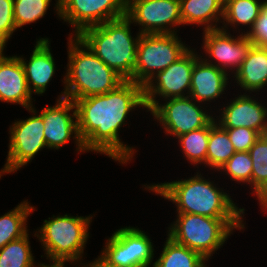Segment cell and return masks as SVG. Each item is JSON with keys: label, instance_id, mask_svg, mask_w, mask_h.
Listing matches in <instances>:
<instances>
[{"label": "cell", "instance_id": "1", "mask_svg": "<svg viewBox=\"0 0 267 267\" xmlns=\"http://www.w3.org/2000/svg\"><path fill=\"white\" fill-rule=\"evenodd\" d=\"M78 131L86 151L103 153L122 164L133 157V147L119 139V130L132 109L144 107L143 86L125 80L105 94L74 101Z\"/></svg>", "mask_w": 267, "mask_h": 267}, {"label": "cell", "instance_id": "2", "mask_svg": "<svg viewBox=\"0 0 267 267\" xmlns=\"http://www.w3.org/2000/svg\"><path fill=\"white\" fill-rule=\"evenodd\" d=\"M145 187L176 203L178 213L211 218H243L244 209H238L226 192H222L213 182L207 181L198 173L189 179Z\"/></svg>", "mask_w": 267, "mask_h": 267}, {"label": "cell", "instance_id": "3", "mask_svg": "<svg viewBox=\"0 0 267 267\" xmlns=\"http://www.w3.org/2000/svg\"><path fill=\"white\" fill-rule=\"evenodd\" d=\"M68 42V68L64 77L65 90L59 99L77 100L105 94L125 79L108 67L78 36ZM84 48V49H83Z\"/></svg>", "mask_w": 267, "mask_h": 267}, {"label": "cell", "instance_id": "4", "mask_svg": "<svg viewBox=\"0 0 267 267\" xmlns=\"http://www.w3.org/2000/svg\"><path fill=\"white\" fill-rule=\"evenodd\" d=\"M131 23L124 16L85 28L78 37L108 67L115 70L125 80L134 82V69L140 33L135 39L132 37Z\"/></svg>", "mask_w": 267, "mask_h": 267}, {"label": "cell", "instance_id": "5", "mask_svg": "<svg viewBox=\"0 0 267 267\" xmlns=\"http://www.w3.org/2000/svg\"><path fill=\"white\" fill-rule=\"evenodd\" d=\"M177 216L167 236L199 253L207 261L233 229L245 227L242 218H211L189 213H178Z\"/></svg>", "mask_w": 267, "mask_h": 267}, {"label": "cell", "instance_id": "6", "mask_svg": "<svg viewBox=\"0 0 267 267\" xmlns=\"http://www.w3.org/2000/svg\"><path fill=\"white\" fill-rule=\"evenodd\" d=\"M92 216H57L49 220H44L37 233L39 240L43 244L45 254L50 260H70L77 261L83 256L84 246L88 240V228Z\"/></svg>", "mask_w": 267, "mask_h": 267}, {"label": "cell", "instance_id": "7", "mask_svg": "<svg viewBox=\"0 0 267 267\" xmlns=\"http://www.w3.org/2000/svg\"><path fill=\"white\" fill-rule=\"evenodd\" d=\"M176 35L140 34L134 69L135 83L144 86L152 76L168 68L190 49Z\"/></svg>", "mask_w": 267, "mask_h": 267}, {"label": "cell", "instance_id": "8", "mask_svg": "<svg viewBox=\"0 0 267 267\" xmlns=\"http://www.w3.org/2000/svg\"><path fill=\"white\" fill-rule=\"evenodd\" d=\"M98 259L107 267H149L154 248L144 231L124 227L113 233Z\"/></svg>", "mask_w": 267, "mask_h": 267}, {"label": "cell", "instance_id": "9", "mask_svg": "<svg viewBox=\"0 0 267 267\" xmlns=\"http://www.w3.org/2000/svg\"><path fill=\"white\" fill-rule=\"evenodd\" d=\"M193 50H188L168 68L159 71L143 86L145 105L151 111L159 102L156 95L164 99L184 97L190 94L192 70L199 58ZM156 78V79H155ZM155 79V80H154ZM155 81V83H154Z\"/></svg>", "mask_w": 267, "mask_h": 267}, {"label": "cell", "instance_id": "10", "mask_svg": "<svg viewBox=\"0 0 267 267\" xmlns=\"http://www.w3.org/2000/svg\"><path fill=\"white\" fill-rule=\"evenodd\" d=\"M126 4L127 0H57L55 8L78 36L85 28L126 16Z\"/></svg>", "mask_w": 267, "mask_h": 267}, {"label": "cell", "instance_id": "11", "mask_svg": "<svg viewBox=\"0 0 267 267\" xmlns=\"http://www.w3.org/2000/svg\"><path fill=\"white\" fill-rule=\"evenodd\" d=\"M34 115L26 120H20L10 127V142L7 161L2 174L17 171L27 165L38 151L47 147L44 138V121L40 115H35L34 107L28 109Z\"/></svg>", "mask_w": 267, "mask_h": 267}, {"label": "cell", "instance_id": "12", "mask_svg": "<svg viewBox=\"0 0 267 267\" xmlns=\"http://www.w3.org/2000/svg\"><path fill=\"white\" fill-rule=\"evenodd\" d=\"M126 17L142 27L140 34L176 33L171 26L183 25L180 0H127Z\"/></svg>", "mask_w": 267, "mask_h": 267}, {"label": "cell", "instance_id": "13", "mask_svg": "<svg viewBox=\"0 0 267 267\" xmlns=\"http://www.w3.org/2000/svg\"><path fill=\"white\" fill-rule=\"evenodd\" d=\"M156 105L150 112L159 120L165 132L176 138L193 130L206 127L213 119L190 96L170 98Z\"/></svg>", "mask_w": 267, "mask_h": 267}, {"label": "cell", "instance_id": "14", "mask_svg": "<svg viewBox=\"0 0 267 267\" xmlns=\"http://www.w3.org/2000/svg\"><path fill=\"white\" fill-rule=\"evenodd\" d=\"M69 111L73 112L72 116ZM39 115L44 121V138L48 148H61L74 133L73 138L76 140L77 150L80 152L86 151L79 135L76 106L73 100L58 98L55 106L43 108Z\"/></svg>", "mask_w": 267, "mask_h": 267}, {"label": "cell", "instance_id": "15", "mask_svg": "<svg viewBox=\"0 0 267 267\" xmlns=\"http://www.w3.org/2000/svg\"><path fill=\"white\" fill-rule=\"evenodd\" d=\"M225 27L224 25L222 29L204 30V51L208 53V58L216 59L219 62L218 64L214 62L212 65L225 72L230 67L231 70L235 68V71H237L254 44L243 33L237 38H233L224 29Z\"/></svg>", "mask_w": 267, "mask_h": 267}, {"label": "cell", "instance_id": "16", "mask_svg": "<svg viewBox=\"0 0 267 267\" xmlns=\"http://www.w3.org/2000/svg\"><path fill=\"white\" fill-rule=\"evenodd\" d=\"M221 115L218 124L223 129L244 127L261 134L267 121V108L250 95L243 94L223 108Z\"/></svg>", "mask_w": 267, "mask_h": 267}, {"label": "cell", "instance_id": "17", "mask_svg": "<svg viewBox=\"0 0 267 267\" xmlns=\"http://www.w3.org/2000/svg\"><path fill=\"white\" fill-rule=\"evenodd\" d=\"M31 97L19 57H5L2 54L0 56V101L21 104L29 109L33 106Z\"/></svg>", "mask_w": 267, "mask_h": 267}, {"label": "cell", "instance_id": "18", "mask_svg": "<svg viewBox=\"0 0 267 267\" xmlns=\"http://www.w3.org/2000/svg\"><path fill=\"white\" fill-rule=\"evenodd\" d=\"M228 73L212 65L211 60L198 58L192 70L189 96L194 101L205 102L218 98L226 89Z\"/></svg>", "mask_w": 267, "mask_h": 267}, {"label": "cell", "instance_id": "19", "mask_svg": "<svg viewBox=\"0 0 267 267\" xmlns=\"http://www.w3.org/2000/svg\"><path fill=\"white\" fill-rule=\"evenodd\" d=\"M49 44L48 38H40L36 42L28 63L19 57L31 94L32 92L43 94L47 89V84L55 74V62Z\"/></svg>", "mask_w": 267, "mask_h": 267}, {"label": "cell", "instance_id": "20", "mask_svg": "<svg viewBox=\"0 0 267 267\" xmlns=\"http://www.w3.org/2000/svg\"><path fill=\"white\" fill-rule=\"evenodd\" d=\"M234 76L246 91L263 89L267 84V48L253 45Z\"/></svg>", "mask_w": 267, "mask_h": 267}, {"label": "cell", "instance_id": "21", "mask_svg": "<svg viewBox=\"0 0 267 267\" xmlns=\"http://www.w3.org/2000/svg\"><path fill=\"white\" fill-rule=\"evenodd\" d=\"M180 10L183 24H204V30L217 29L220 27L216 23L223 19L224 0H180Z\"/></svg>", "mask_w": 267, "mask_h": 267}, {"label": "cell", "instance_id": "22", "mask_svg": "<svg viewBox=\"0 0 267 267\" xmlns=\"http://www.w3.org/2000/svg\"><path fill=\"white\" fill-rule=\"evenodd\" d=\"M205 258L188 247L178 244L169 236L162 253L153 267H206Z\"/></svg>", "mask_w": 267, "mask_h": 267}, {"label": "cell", "instance_id": "23", "mask_svg": "<svg viewBox=\"0 0 267 267\" xmlns=\"http://www.w3.org/2000/svg\"><path fill=\"white\" fill-rule=\"evenodd\" d=\"M235 154L234 146L229 140L227 131L216 120L210 122V134L206 155V164L218 171Z\"/></svg>", "mask_w": 267, "mask_h": 267}, {"label": "cell", "instance_id": "24", "mask_svg": "<svg viewBox=\"0 0 267 267\" xmlns=\"http://www.w3.org/2000/svg\"><path fill=\"white\" fill-rule=\"evenodd\" d=\"M33 210L34 207L23 201L14 210L0 217V249L28 232L27 217Z\"/></svg>", "mask_w": 267, "mask_h": 267}, {"label": "cell", "instance_id": "25", "mask_svg": "<svg viewBox=\"0 0 267 267\" xmlns=\"http://www.w3.org/2000/svg\"><path fill=\"white\" fill-rule=\"evenodd\" d=\"M249 155L253 162L252 169V189L262 209L267 210V143L259 137L249 150Z\"/></svg>", "mask_w": 267, "mask_h": 267}, {"label": "cell", "instance_id": "26", "mask_svg": "<svg viewBox=\"0 0 267 267\" xmlns=\"http://www.w3.org/2000/svg\"><path fill=\"white\" fill-rule=\"evenodd\" d=\"M267 0H224L223 20L226 24L235 26L236 24L249 25L253 29L261 9Z\"/></svg>", "mask_w": 267, "mask_h": 267}, {"label": "cell", "instance_id": "27", "mask_svg": "<svg viewBox=\"0 0 267 267\" xmlns=\"http://www.w3.org/2000/svg\"><path fill=\"white\" fill-rule=\"evenodd\" d=\"M28 233L0 249V267H36Z\"/></svg>", "mask_w": 267, "mask_h": 267}, {"label": "cell", "instance_id": "28", "mask_svg": "<svg viewBox=\"0 0 267 267\" xmlns=\"http://www.w3.org/2000/svg\"><path fill=\"white\" fill-rule=\"evenodd\" d=\"M209 134L210 123L177 138L186 158L193 164H206Z\"/></svg>", "mask_w": 267, "mask_h": 267}, {"label": "cell", "instance_id": "29", "mask_svg": "<svg viewBox=\"0 0 267 267\" xmlns=\"http://www.w3.org/2000/svg\"><path fill=\"white\" fill-rule=\"evenodd\" d=\"M51 0H14V22L16 29L36 22L44 17Z\"/></svg>", "mask_w": 267, "mask_h": 267}, {"label": "cell", "instance_id": "30", "mask_svg": "<svg viewBox=\"0 0 267 267\" xmlns=\"http://www.w3.org/2000/svg\"><path fill=\"white\" fill-rule=\"evenodd\" d=\"M222 169L227 171L232 180L252 185L253 162L249 152H235L220 170Z\"/></svg>", "mask_w": 267, "mask_h": 267}, {"label": "cell", "instance_id": "31", "mask_svg": "<svg viewBox=\"0 0 267 267\" xmlns=\"http://www.w3.org/2000/svg\"><path fill=\"white\" fill-rule=\"evenodd\" d=\"M227 131L229 140L234 146L235 152H249L250 148L254 145L260 134L249 128H230Z\"/></svg>", "mask_w": 267, "mask_h": 267}, {"label": "cell", "instance_id": "32", "mask_svg": "<svg viewBox=\"0 0 267 267\" xmlns=\"http://www.w3.org/2000/svg\"><path fill=\"white\" fill-rule=\"evenodd\" d=\"M13 4L14 0H0V41L4 44L16 30Z\"/></svg>", "mask_w": 267, "mask_h": 267}, {"label": "cell", "instance_id": "33", "mask_svg": "<svg viewBox=\"0 0 267 267\" xmlns=\"http://www.w3.org/2000/svg\"><path fill=\"white\" fill-rule=\"evenodd\" d=\"M244 34L254 45L267 48V3L261 9L253 29Z\"/></svg>", "mask_w": 267, "mask_h": 267}, {"label": "cell", "instance_id": "34", "mask_svg": "<svg viewBox=\"0 0 267 267\" xmlns=\"http://www.w3.org/2000/svg\"><path fill=\"white\" fill-rule=\"evenodd\" d=\"M53 263L49 264V265H44L40 263V265L38 264V267H64V263L66 261H70V260H59V259H53L51 260ZM84 267V266H83Z\"/></svg>", "mask_w": 267, "mask_h": 267}, {"label": "cell", "instance_id": "35", "mask_svg": "<svg viewBox=\"0 0 267 267\" xmlns=\"http://www.w3.org/2000/svg\"><path fill=\"white\" fill-rule=\"evenodd\" d=\"M90 264V265H89ZM87 266L84 265V267H107L105 264H103L99 259H95L93 263H89Z\"/></svg>", "mask_w": 267, "mask_h": 267}, {"label": "cell", "instance_id": "36", "mask_svg": "<svg viewBox=\"0 0 267 267\" xmlns=\"http://www.w3.org/2000/svg\"><path fill=\"white\" fill-rule=\"evenodd\" d=\"M260 137L267 143V121H266V125L264 126Z\"/></svg>", "mask_w": 267, "mask_h": 267}, {"label": "cell", "instance_id": "37", "mask_svg": "<svg viewBox=\"0 0 267 267\" xmlns=\"http://www.w3.org/2000/svg\"><path fill=\"white\" fill-rule=\"evenodd\" d=\"M5 46L6 45L2 41H0V56L3 54Z\"/></svg>", "mask_w": 267, "mask_h": 267}]
</instances>
